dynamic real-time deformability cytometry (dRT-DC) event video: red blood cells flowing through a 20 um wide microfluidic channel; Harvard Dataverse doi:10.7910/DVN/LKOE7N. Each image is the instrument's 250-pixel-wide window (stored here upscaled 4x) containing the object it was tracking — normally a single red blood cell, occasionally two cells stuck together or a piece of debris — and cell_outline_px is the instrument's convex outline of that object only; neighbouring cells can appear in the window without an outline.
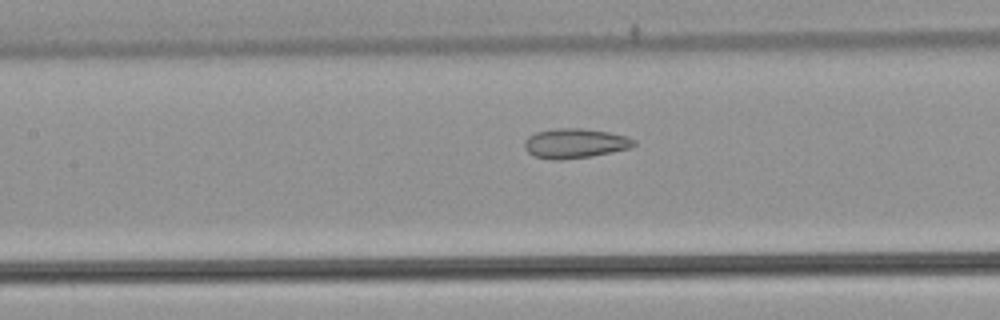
{"species": "common noctule bat (a hibernating species)", "species_latin": "Nyctalus noctula", "temperature_condition": "warm", "stored_images_in_passage": 36, "camera_frame_rate_fps": 3000, "um_per_image_px": 0.085, "animal": {"sex": "male", "body_mass_g": 21.5, "forearm_length_mm": 52.0}, "frame": {"image": 1, "passage_image": 19, "time_ms": 6.0, "image_size_px": [1000, 320], "cell_outline_px": [[636, 144], [628, 148], [612, 152], [592, 156], [560, 160], [552, 160], [536, 156], [528, 152], [524, 148], [524, 140], [528, 136], [536, 132], [560, 128], [584, 128], [608, 132], [628, 136], [636, 140]], "centroid_in_image_um": [48.88, 12.18], "position_along_channel_um": 158.5, "area_um2": 18.96}}
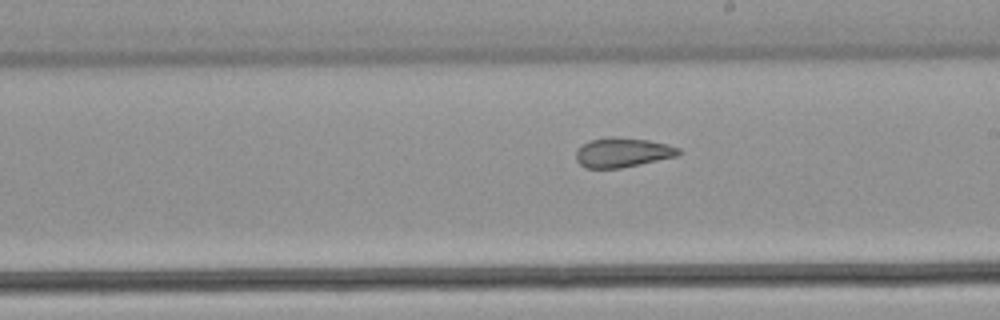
{"frame": {"image": 2, "passage_image": 25, "time_ms": 8.0, "image_size_px": [1000, 320], "cell_outline_px": [[680, 152], [676, 156], [640, 164], [620, 168], [584, 168], [576, 160], [576, 148], [592, 140], [608, 136], [616, 136], [648, 140], [668, 144], [680, 148]], "centroid_in_image_um": [52.89, 12.95], "position_along_channel_um": 236.1, "area_um2": 17.69}}
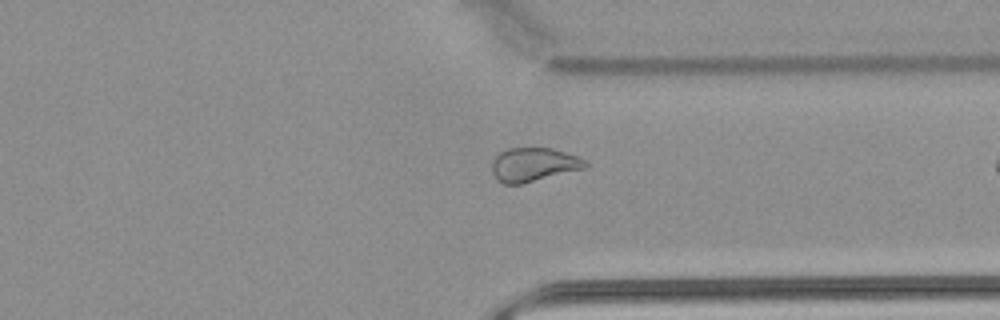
{"frame": {"image": 3, "passage_image": 35, "time_ms": 11.333, "image_size_px": [1000, 320], "cell_outline_px": [[588, 164], [584, 168], [520, 184], [504, 184], [496, 180], [492, 172], [492, 160], [500, 152], [508, 148], [552, 148], [588, 160]], "centroid_in_image_um": [45.33, 13.99], "position_along_channel_um": 366.1, "area_um2": 18.26}}